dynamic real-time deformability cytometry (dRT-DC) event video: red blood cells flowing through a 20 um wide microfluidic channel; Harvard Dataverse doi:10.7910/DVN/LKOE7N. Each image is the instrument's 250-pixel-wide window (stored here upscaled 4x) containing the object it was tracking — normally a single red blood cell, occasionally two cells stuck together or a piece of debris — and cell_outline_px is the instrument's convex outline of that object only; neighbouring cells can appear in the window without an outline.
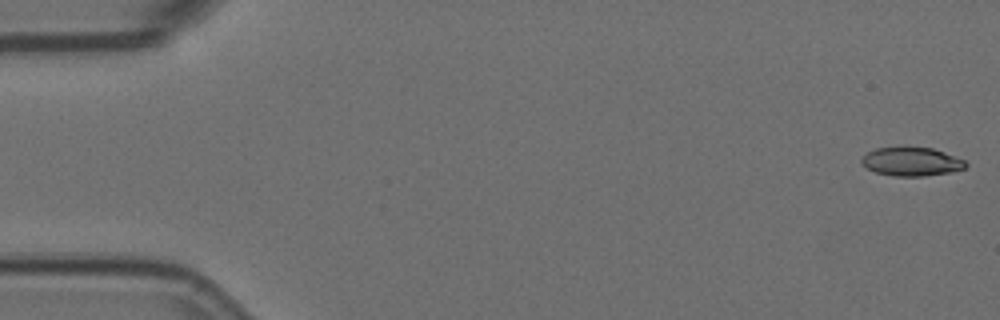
{"species": "Egyptian fruit bat (a non-hibernating species)", "species_latin": "Rousettus aegyptiacus", "temperature_condition": "room temperature", "stored_images_in_passage": 53, "camera_frame_rate_fps": 3000, "um_per_image_px": 0.085, "animal": {"sex": "female"}, "frame": {"image": 1, "passage_image": 1, "time_ms": 0.0, "image_size_px": [1000, 320], "cell_outline_px": [[968, 164], [964, 168], [948, 172], [924, 176], [892, 176], [876, 172], [868, 168], [860, 160], [868, 152], [876, 148], [932, 148], [944, 152], [964, 160]], "centroid_in_image_um": [77.48, 13.75], "position_along_channel_um": 7.5, "area_um2": 16.94}}
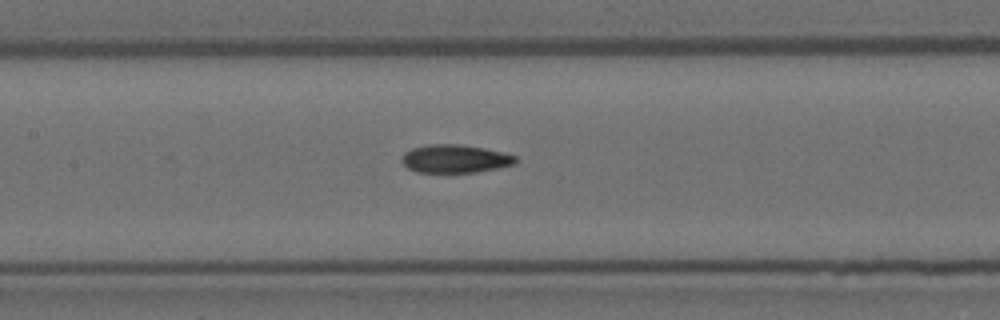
{"frame": {"image": 2, "passage_image": 26, "time_ms": 8.333, "image_size_px": [1000, 320], "cell_outline_px": [[520, 160], [516, 164], [476, 172], [416, 172], [408, 168], [400, 160], [400, 156], [404, 152], [412, 148], [428, 144], [460, 144], [484, 148], [504, 152], [516, 156]], "centroid_in_image_um": [38.68, 13.48], "position_along_channel_um": 168.7, "area_um2": 18.9}}
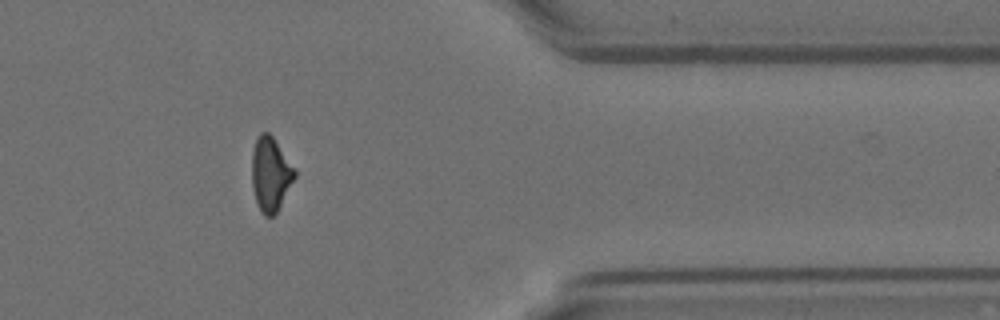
{"frame": {"image": 3, "passage_image": 46, "time_ms": 15.0, "image_size_px": [1000, 320], "cell_outline_px": [[296, 176], [276, 212], [272, 216], [264, 216], [260, 212], [256, 204], [252, 188], [252, 152], [256, 140], [260, 132], [268, 132], [272, 136], [296, 172]], "centroid_in_image_um": [22.96, 14.82], "position_along_channel_um": 388.4, "area_um2": 18.21}}